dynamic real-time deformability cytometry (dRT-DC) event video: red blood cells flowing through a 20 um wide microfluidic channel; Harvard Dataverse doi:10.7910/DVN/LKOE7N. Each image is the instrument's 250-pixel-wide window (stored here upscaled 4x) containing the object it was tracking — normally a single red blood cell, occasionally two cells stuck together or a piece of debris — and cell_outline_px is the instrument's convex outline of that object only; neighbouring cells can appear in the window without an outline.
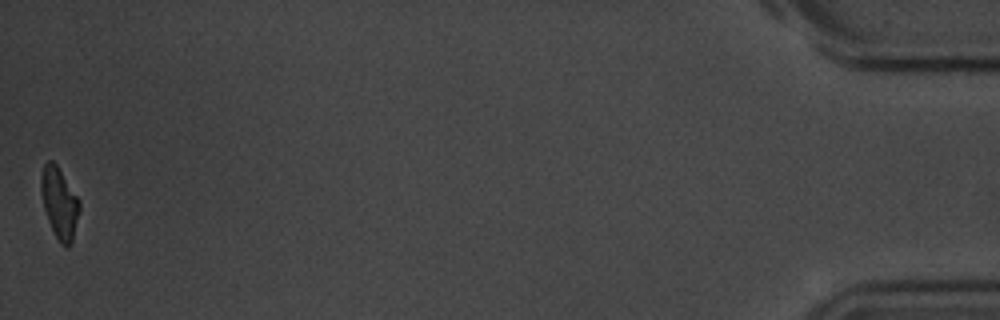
{"species": "common noctule bat (a hibernating species)", "species_latin": "Nyctalus noctula", "temperature_condition": "room temperature", "stored_images_in_passage": 41, "camera_frame_rate_fps": 3000, "um_per_image_px": 0.085, "animal": {"sex": "male", "body_mass_g": 20.1, "forearm_length_mm": 53.5}, "frame": {"image": 1, "passage_image": 41, "time_ms": 13.333, "image_size_px": [1000, 320], "cell_outline_px": [[80, 208], [72, 244], [68, 248], [64, 248], [60, 244], [48, 220], [44, 208], [40, 188], [40, 176], [44, 164], [48, 160], [52, 160], [56, 164], [80, 200]], "centroid_in_image_um": [5.05, 17.27], "position_along_channel_um": 430.1, "area_um2": 16.01}, "authors_computed_cell_mechanics": {"area_um2": 16.6464, "velocity_mm_per_s": 3.7111, "shape_relaxation_time_tau1_ms": 2.5512, "shape_relaxation_time_tau2_ms": 3.2166, "deformation_change_tau1": 0.1527, "deformation_change_tau2": 0.1039}}